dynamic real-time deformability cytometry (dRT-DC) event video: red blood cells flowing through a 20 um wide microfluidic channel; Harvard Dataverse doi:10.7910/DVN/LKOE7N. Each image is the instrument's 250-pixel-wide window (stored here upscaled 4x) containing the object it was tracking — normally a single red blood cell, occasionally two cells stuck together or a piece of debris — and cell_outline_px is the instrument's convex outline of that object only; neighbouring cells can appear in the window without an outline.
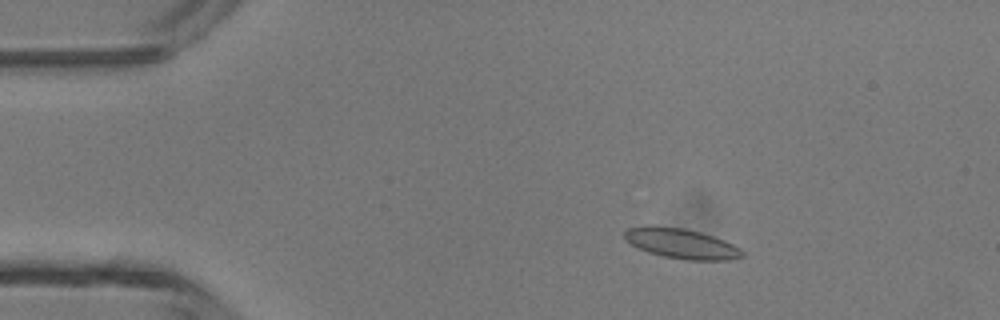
{"species": "common noctule bat (a hibernating species)", "species_latin": "Nyctalus noctula", "temperature_condition": "room temperature", "stored_images_in_passage": 47, "camera_frame_rate_fps": 3000, "um_per_image_px": 0.085, "animal": {"sex": "male", "body_mass_g": 13.3}, "frame": {"image": 1, "passage_image": 8, "time_ms": 2.333, "image_size_px": [1000, 320], "cell_outline_px": [[744, 256], [728, 260], [684, 260], [660, 256], [648, 252], [632, 244], [624, 236], [624, 232], [628, 228], [648, 224], [684, 228], [700, 232], [724, 240], [740, 248], [744, 252]], "centroid_in_image_um": [57.91, 20.69], "position_along_channel_um": 27.1, "area_um2": 20.75}}
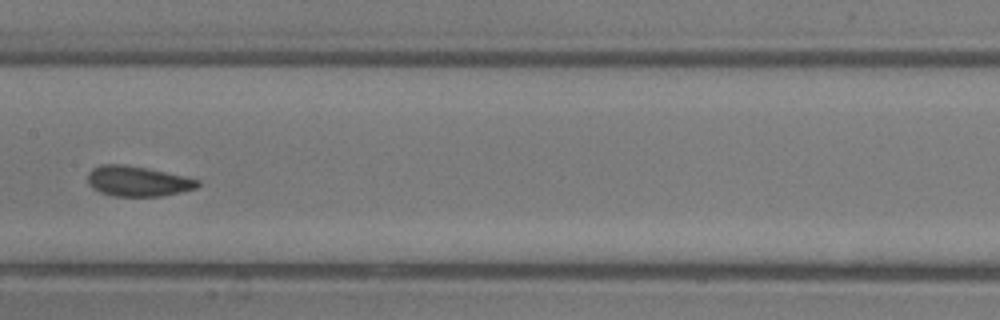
{"frame": {"image": 2, "passage_image": 24, "time_ms": 7.667, "image_size_px": [1000, 320], "cell_outline_px": [[200, 184], [196, 188], [180, 192], [160, 196], [112, 196], [100, 192], [92, 188], [88, 184], [88, 172], [92, 168], [100, 164], [124, 164], [184, 176], [200, 180]], "centroid_in_image_um": [11.66, 15.4], "position_along_channel_um": 195.7, "area_um2": 19.31}}
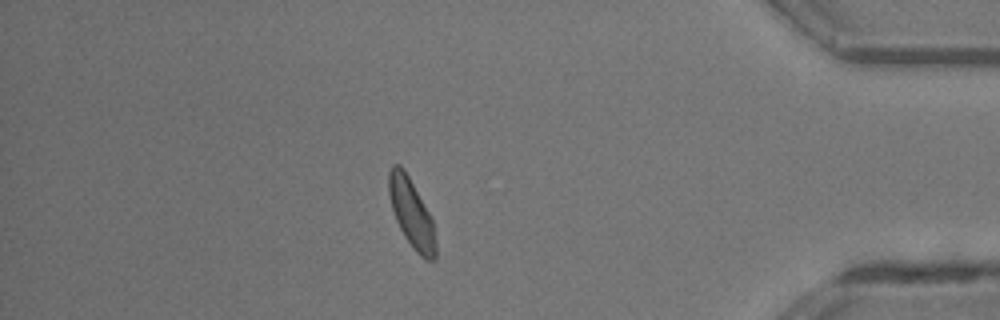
{"frame": {"image": 3, "passage_image": 41, "time_ms": 13.333, "image_size_px": [1000, 320], "cell_outline_px": [[436, 260], [424, 260], [416, 252], [404, 236], [396, 220], [392, 208], [388, 192], [388, 172], [392, 164], [400, 164], [404, 168], [428, 212], [432, 220], [436, 244]], "centroid_in_image_um": [34.96, 18.13], "position_along_channel_um": 400.2, "area_um2": 18.61}, "authors_computed_cell_mechanics": {"area_um2": 19.1896, "velocity_mm_per_s": 4.344, "shape_relaxation_time_tau1_ms": 1.957, "shape_relaxation_time_tau2_ms": 0.9907, "deformation_change_tau1": 0.0901, "deformation_change_tau2": 0.0761}}